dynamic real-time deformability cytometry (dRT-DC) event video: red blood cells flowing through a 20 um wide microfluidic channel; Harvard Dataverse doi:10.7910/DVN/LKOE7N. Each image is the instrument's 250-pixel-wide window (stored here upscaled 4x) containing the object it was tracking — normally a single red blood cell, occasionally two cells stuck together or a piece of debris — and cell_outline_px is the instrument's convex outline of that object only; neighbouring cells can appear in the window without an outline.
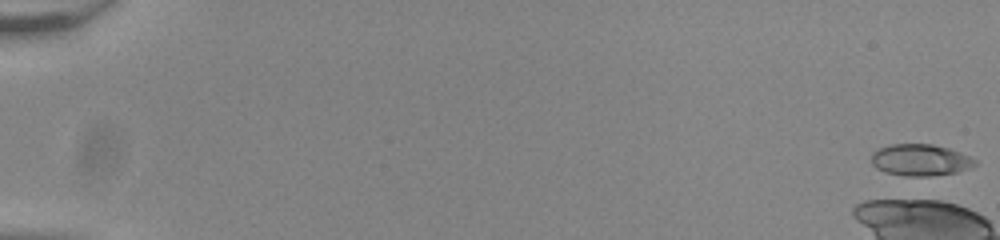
{"species": "common noctule bat (a hibernating species)", "species_latin": "Nyctalus noctula", "temperature_condition": "room temperature", "stored_images_in_passage": 4, "camera_frame_rate_fps": 3000, "um_per_image_px": 0.085, "animal": {"sex": "male", "body_mass_g": 20.0, "forearm_length_mm": 53.3}, "frame": {"image": 1, "passage_image": 1, "time_ms": 0.0, "image_size_px": [1000, 240], "cell_outline_px": [[976, 164], [972, 168], [956, 172], [928, 176], [904, 176], [884, 172], [876, 168], [872, 164], [872, 152], [880, 148], [892, 144], [932, 144], [948, 148], [960, 152], [976, 160]], "centroid_in_image_um": [78.22, 13.6], "position_along_channel_um": 6.8, "area_um2": 19.07}}